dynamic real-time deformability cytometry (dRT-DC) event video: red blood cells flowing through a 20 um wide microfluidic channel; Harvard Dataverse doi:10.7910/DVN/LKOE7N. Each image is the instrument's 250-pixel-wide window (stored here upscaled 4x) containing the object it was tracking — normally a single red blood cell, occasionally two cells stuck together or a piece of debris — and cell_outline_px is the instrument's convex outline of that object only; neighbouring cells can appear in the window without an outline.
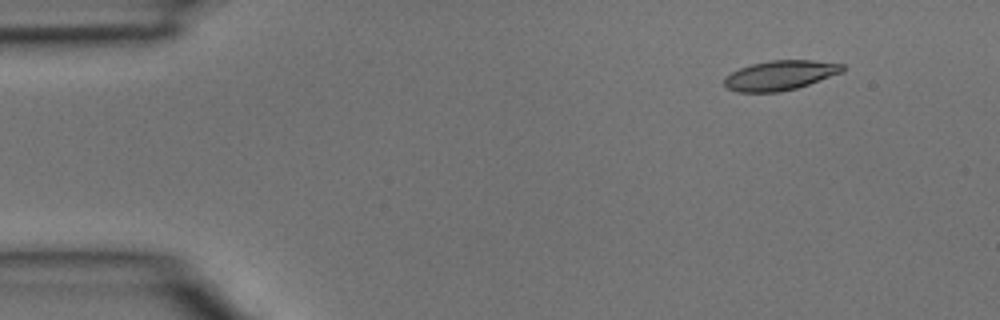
{"species": "common noctule bat (a hibernating species)", "species_latin": "Nyctalus noctula", "temperature_condition": "room temperature", "stored_images_in_passage": 4, "camera_frame_rate_fps": 3000, "um_per_image_px": 0.085, "animal": {"sex": "male", "body_mass_g": 15.6}, "frame": {"image": 1, "passage_image": 2, "time_ms": 0.333, "image_size_px": [1000, 320], "cell_outline_px": [[844, 72], [796, 88], [780, 92], [740, 92], [728, 88], [724, 84], [724, 76], [740, 68], [752, 64], [772, 60], [812, 60], [844, 64]], "centroid_in_image_um": [66.32, 6.4], "position_along_channel_um": 18.7, "area_um2": 20.35}}